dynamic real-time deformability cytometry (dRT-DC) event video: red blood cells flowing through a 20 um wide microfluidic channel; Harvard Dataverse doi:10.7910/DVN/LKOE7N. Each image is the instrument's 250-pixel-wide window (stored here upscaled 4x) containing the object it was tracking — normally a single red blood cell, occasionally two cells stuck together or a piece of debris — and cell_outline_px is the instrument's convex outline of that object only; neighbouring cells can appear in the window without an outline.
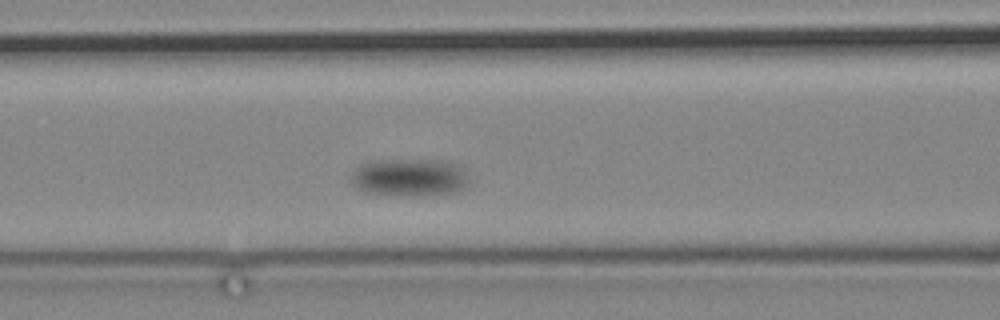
{"species": "common noctule bat (a hibernating species)", "species_latin": "Nyctalus noctula", "temperature_condition": "cold", "stored_images_in_passage": 4, "camera_frame_rate_fps": 3000, "um_per_image_px": 0.085, "animal": {"sex": "male", "body_mass_g": 19.2, "forearm_length_mm": 51.8}, "frame": {"image": 1, "passage_image": 4, "time_ms": 3.333, "image_size_px": [1000, 320], "cell_outline_px": [[468, 188], [456, 192], [412, 196], [396, 196], [364, 192], [356, 188], [348, 180], [348, 176], [360, 164], [368, 160], [440, 160], [456, 164], [464, 172], [468, 180]], "centroid_in_image_um": [34.72, 15.09], "position_along_channel_um": 131.9, "area_um2": 26.41}}